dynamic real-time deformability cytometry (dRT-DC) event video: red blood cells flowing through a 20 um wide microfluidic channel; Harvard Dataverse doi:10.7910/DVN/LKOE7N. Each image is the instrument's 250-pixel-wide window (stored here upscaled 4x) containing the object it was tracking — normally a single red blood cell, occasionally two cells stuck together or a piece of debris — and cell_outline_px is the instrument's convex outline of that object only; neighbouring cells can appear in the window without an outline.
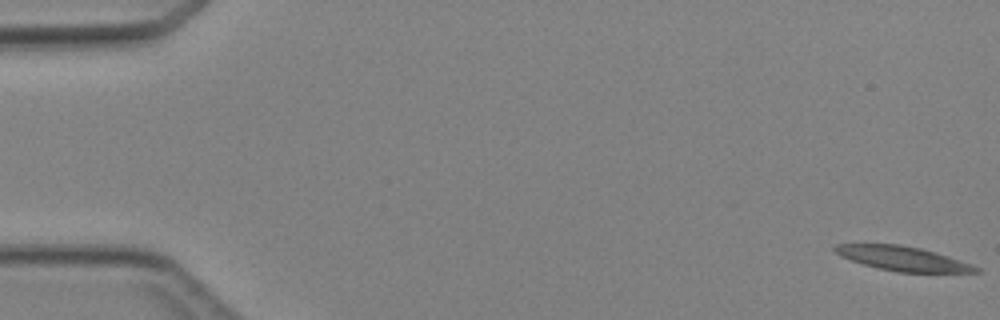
{"species": "Egyptian fruit bat (a non-hibernating species)", "species_latin": "Rousettus aegyptiacus", "temperature_condition": "cold", "stored_images_in_passage": 4, "camera_frame_rate_fps": 3000, "um_per_image_px": 0.085, "animal": {"sex": "female"}, "frame": {"image": 1, "passage_image": 1, "time_ms": 0.0, "image_size_px": [1000, 320], "cell_outline_px": [[980, 272], [896, 272], [876, 268], [840, 256], [832, 248], [836, 244], [900, 244], [920, 248], [936, 252], [972, 264], [980, 268]], "centroid_in_image_um": [76.73, 21.97], "position_along_channel_um": 8.3, "area_um2": 19.94}}
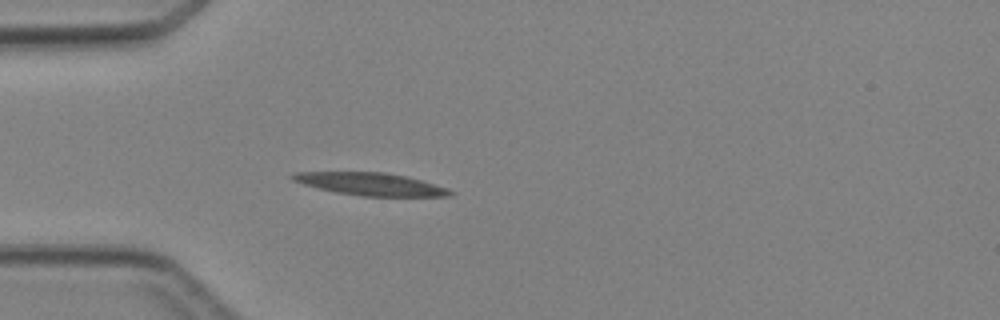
{"frame": {"image": 2, "passage_image": 4, "time_ms": 4.333, "image_size_px": [1000, 320], "cell_outline_px": [[456, 192], [452, 196], [360, 196], [336, 192], [304, 184], [292, 180], [288, 176], [296, 172], [388, 172], [420, 180], [448, 188]], "centroid_in_image_um": [31.52, 15.64], "position_along_channel_um": 53.5, "area_um2": 20.63}}